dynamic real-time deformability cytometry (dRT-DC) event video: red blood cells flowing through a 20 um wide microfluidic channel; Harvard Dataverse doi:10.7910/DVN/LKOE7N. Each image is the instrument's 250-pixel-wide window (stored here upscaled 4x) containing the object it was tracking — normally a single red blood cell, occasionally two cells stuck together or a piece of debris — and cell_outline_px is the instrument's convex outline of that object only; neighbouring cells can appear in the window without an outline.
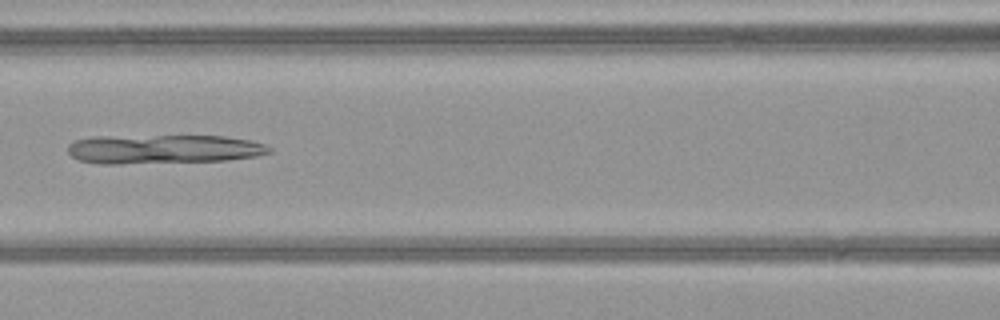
{"species": "common noctule bat (a hibernating species)", "species_latin": "Nyctalus noctula", "temperature_condition": "warm", "stored_images_in_passage": 36, "camera_frame_rate_fps": 3000, "um_per_image_px": 0.085, "animal": {"sex": "female", "body_mass_g": 21.9}, "frame": {"image": 1, "passage_image": 9, "time_ms": 2.667, "image_size_px": [1000, 320], "cell_outline_px": [[272, 152], [256, 156], [228, 160], [120, 164], [100, 164], [80, 160], [72, 156], [68, 152], [68, 144], [76, 140], [92, 136], [224, 136], [248, 140], [264, 144], [272, 148]], "centroid_in_image_um": [13.87, 12.68], "position_along_channel_um": 152.7, "area_um2": 34.22}}
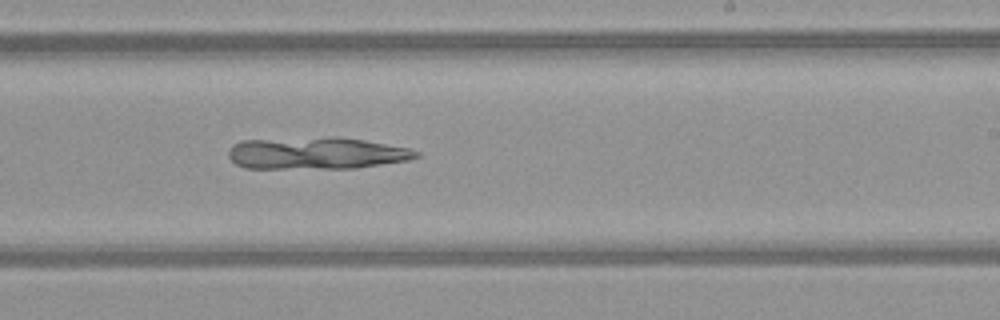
{"frame": {"image": 2, "passage_image": 17, "time_ms": 5.333, "image_size_px": [1000, 320], "cell_outline_px": [[420, 156], [408, 160], [356, 168], [244, 168], [236, 164], [228, 156], [228, 148], [232, 144], [240, 140], [328, 136], [336, 136], [364, 140], [408, 148], [420, 152]], "centroid_in_image_um": [26.85, 13.01], "position_along_channel_um": 262.2, "area_um2": 35.37}}
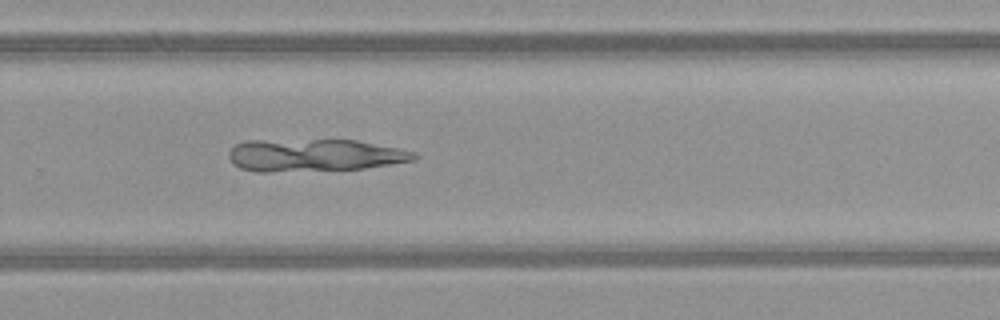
{"frame": {"image": 3, "passage_image": 20, "time_ms": 6.333, "image_size_px": [1000, 320], "cell_outline_px": [[420, 156], [416, 160], [364, 168], [268, 172], [256, 172], [240, 168], [232, 164], [228, 156], [228, 152], [236, 144], [244, 140], [356, 140], [400, 148], [416, 152]], "centroid_in_image_um": [26.72, 13.19], "position_along_channel_um": 303.1, "area_um2": 35.26}}